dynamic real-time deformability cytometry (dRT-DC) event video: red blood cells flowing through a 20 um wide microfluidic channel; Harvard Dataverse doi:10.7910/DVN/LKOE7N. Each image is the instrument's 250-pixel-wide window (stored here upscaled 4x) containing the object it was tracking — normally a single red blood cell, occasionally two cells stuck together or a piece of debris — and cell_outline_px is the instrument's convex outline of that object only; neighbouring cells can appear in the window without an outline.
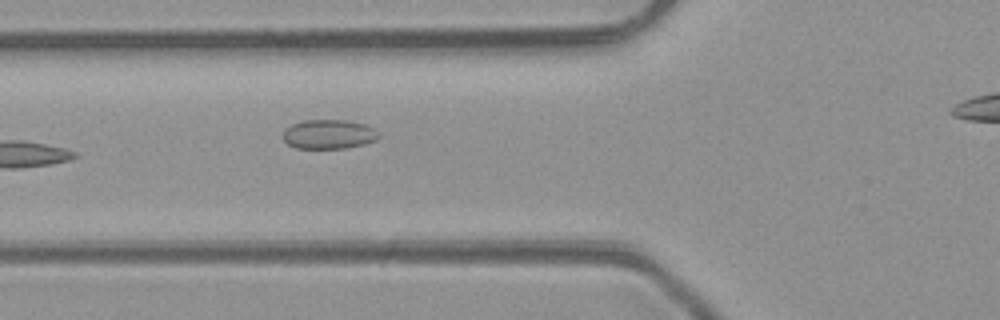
{"species": "common noctule bat (a hibernating species)", "species_latin": "Nyctalus noctula", "temperature_condition": "room temperature", "stored_images_in_passage": 7, "camera_frame_rate_fps": 3000, "um_per_image_px": 0.085, "animal": {"sex": "male", "body_mass_g": 23.1, "forearm_length_mm": 52.7}, "frame": {"image": 1, "passage_image": 6, "time_ms": 5.667, "image_size_px": [1000, 320], "cell_outline_px": [[380, 136], [376, 140], [364, 144], [344, 148], [296, 148], [288, 144], [280, 136], [284, 128], [292, 124], [304, 120], [348, 120], [364, 124], [376, 128], [380, 132]], "centroid_in_image_um": [27.94, 11.4], "position_along_channel_um": 97.9, "area_um2": 16.65}}